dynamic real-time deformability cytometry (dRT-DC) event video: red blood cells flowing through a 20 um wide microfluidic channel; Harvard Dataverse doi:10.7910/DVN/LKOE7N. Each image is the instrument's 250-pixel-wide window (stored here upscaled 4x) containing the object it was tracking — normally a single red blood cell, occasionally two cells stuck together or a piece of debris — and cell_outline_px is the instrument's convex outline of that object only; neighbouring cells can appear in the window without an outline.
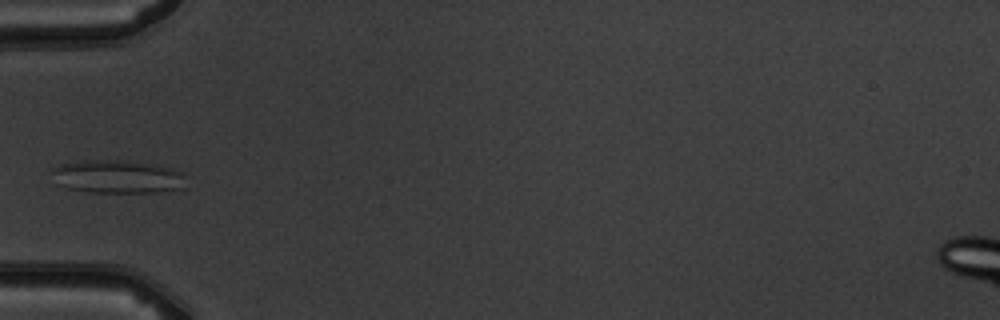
{"species": "common noctule bat (a hibernating species)", "species_latin": "Nyctalus noctula", "temperature_condition": "warm", "stored_images_in_passage": 6, "camera_frame_rate_fps": 3000, "um_per_image_px": 0.085, "animal": {"sex": "male", "body_mass_g": 19.5, "forearm_length_mm": 54.6}, "frame": {"image": 1, "passage_image": 5, "time_ms": 4.667, "image_size_px": [1000, 320], "cell_outline_px": [[184, 188], [160, 192], [88, 192], [68, 188], [56, 184], [48, 168], [64, 164], [84, 160], [116, 160], [148, 164], [172, 168], [184, 172]], "centroid_in_image_um": [9.94, 15.03], "position_along_channel_um": 75.1, "area_um2": 26.01}}
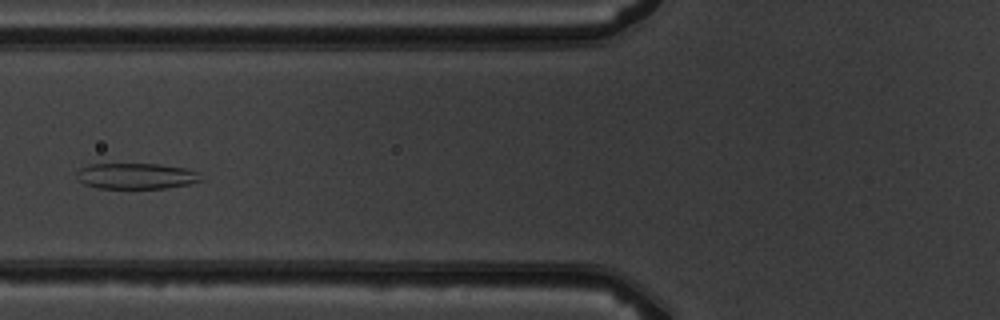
{"frame": {"image": 2, "passage_image": 6, "time_ms": 5.667, "image_size_px": [1000, 320], "cell_outline_px": [[204, 180], [188, 184], [164, 188], [96, 188], [84, 184], [80, 180], [76, 172], [80, 168], [88, 164], [160, 164], [184, 168], [196, 172]], "centroid_in_image_um": [11.55, 14.96], "position_along_channel_um": 114.2, "area_um2": 18.61}}